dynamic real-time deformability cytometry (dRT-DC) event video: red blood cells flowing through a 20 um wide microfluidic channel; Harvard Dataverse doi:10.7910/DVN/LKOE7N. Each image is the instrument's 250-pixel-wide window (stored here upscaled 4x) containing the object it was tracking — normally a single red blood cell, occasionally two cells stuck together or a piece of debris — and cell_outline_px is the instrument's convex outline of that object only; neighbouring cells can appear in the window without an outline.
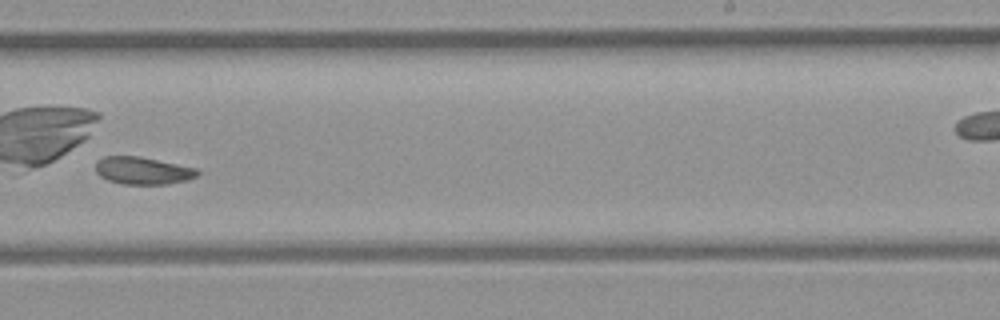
{"species": "common noctule bat (a hibernating species)", "species_latin": "Nyctalus noctula", "temperature_condition": "room temperature", "stored_images_in_passage": 42, "camera_frame_rate_fps": 3000, "um_per_image_px": 0.085, "animal": {"sex": "female", "body_mass_g": 21.9}, "frame": {"image": 1, "passage_image": 30, "time_ms": 9.667, "image_size_px": [1000, 320], "cell_outline_px": [[200, 172], [196, 176], [188, 180], [168, 184], [124, 184], [108, 180], [100, 176], [96, 172], [96, 160], [104, 156], [140, 156], [196, 168]], "centroid_in_image_um": [12.12, 14.5], "position_along_channel_um": 276.9, "area_um2": 16.3}}